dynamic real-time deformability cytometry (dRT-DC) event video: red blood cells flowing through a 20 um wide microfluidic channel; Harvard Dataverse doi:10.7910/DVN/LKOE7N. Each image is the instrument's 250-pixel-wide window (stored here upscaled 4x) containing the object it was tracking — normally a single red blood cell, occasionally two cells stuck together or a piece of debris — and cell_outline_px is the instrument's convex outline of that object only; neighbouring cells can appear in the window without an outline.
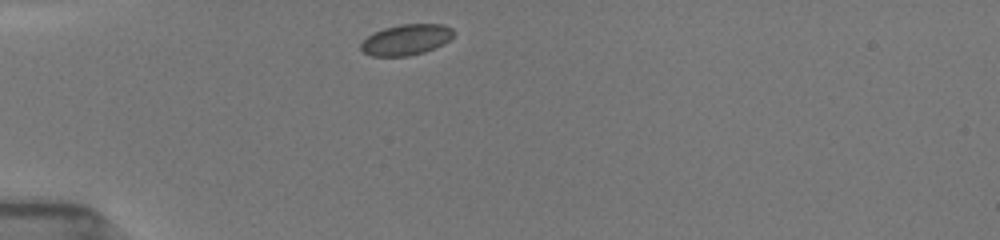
{"species": "common noctule bat (a hibernating species)", "species_latin": "Nyctalus noctula", "temperature_condition": "room temperature", "stored_images_in_passage": 2, "camera_frame_rate_fps": 3000, "um_per_image_px": 0.085, "animal": {"sex": "female", "body_mass_g": 19.5, "forearm_length_mm": 54.1}, "frame": {"image": 1, "passage_image": 1, "time_ms": 0.0, "image_size_px": [1000, 240], "cell_outline_px": [[456, 32], [444, 44], [424, 52], [408, 56], [372, 56], [364, 52], [360, 48], [360, 44], [372, 32], [384, 28], [400, 24], [444, 24], [452, 28]], "centroid_in_image_um": [34.53, 3.37], "position_along_channel_um": 50.5, "area_um2": 16.7}}